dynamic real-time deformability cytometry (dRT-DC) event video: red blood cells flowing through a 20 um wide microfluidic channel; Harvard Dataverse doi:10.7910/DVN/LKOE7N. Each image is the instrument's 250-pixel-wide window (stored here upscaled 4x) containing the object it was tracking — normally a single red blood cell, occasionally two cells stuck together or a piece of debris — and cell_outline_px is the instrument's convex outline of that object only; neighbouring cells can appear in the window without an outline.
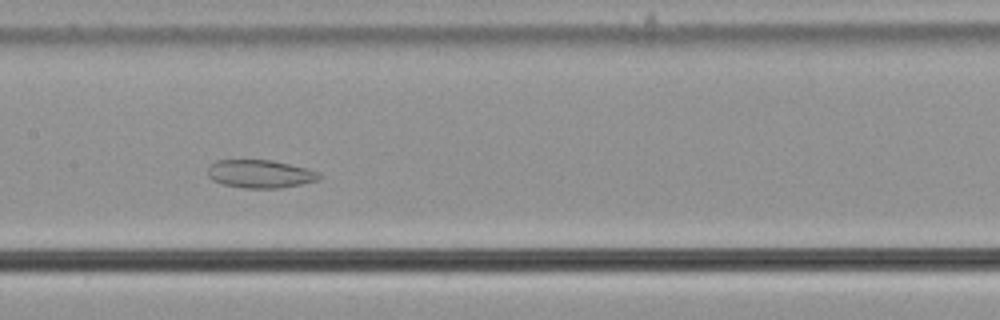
{"species": "common noctule bat (a hibernating species)", "species_latin": "Nyctalus noctula", "temperature_condition": "cold", "stored_images_in_passage": 57, "camera_frame_rate_fps": 3000, "um_per_image_px": 0.085, "animal": {"sex": "male", "body_mass_g": 21.5, "forearm_length_mm": 52.0}, "frame": {"image": 1, "passage_image": 28, "time_ms": 9.0, "image_size_px": [1000, 320], "cell_outline_px": [[320, 180], [280, 188], [244, 188], [220, 184], [212, 180], [208, 176], [208, 164], [216, 160], [272, 160], [308, 168], [320, 172]], "centroid_in_image_um": [22.09, 14.78], "position_along_channel_um": 185.3, "area_um2": 18.5}}
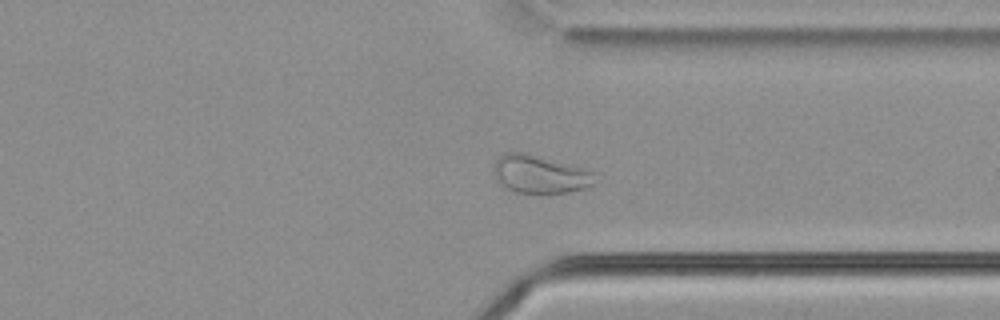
{"frame": {"image": 2, "passage_image": 43, "time_ms": 14.0, "image_size_px": [1000, 320], "cell_outline_px": [[600, 180], [596, 184], [588, 188], [568, 192], [544, 196], [540, 196], [516, 192], [504, 188], [496, 180], [492, 172], [492, 168], [496, 160], [504, 152], [524, 152], [540, 156], [584, 168], [596, 172]], "centroid_in_image_um": [45.94, 14.86], "position_along_channel_um": 365.5, "area_um2": 23.76}}
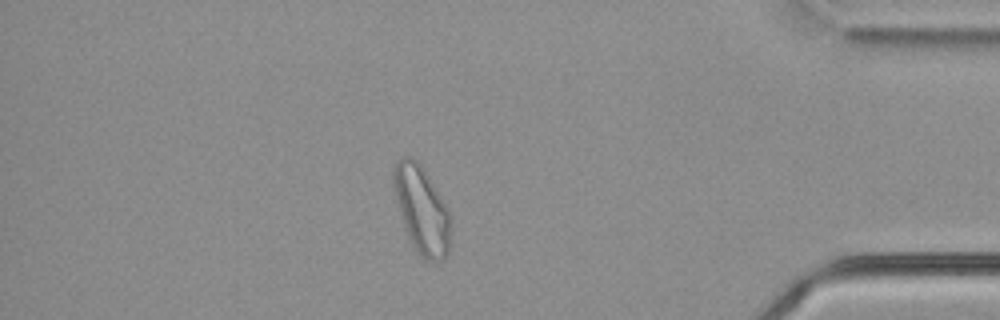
{"frame": {"image": 3, "passage_image": 49, "time_ms": 16.0, "image_size_px": [1000, 320], "cell_outline_px": [[452, 216], [448, 252], [444, 260], [428, 260], [420, 256], [416, 252], [404, 228], [396, 200], [392, 184], [392, 164], [400, 156], [408, 156], [416, 160], [420, 164], [448, 208]], "centroid_in_image_um": [35.82, 17.81], "position_along_channel_um": 399.4, "area_um2": 29.36}, "authors_computed_cell_mechanics": {"area_um2": 27.3394, "velocity_mm_per_s": 3.5834, "shape_relaxation_time_tau1_ms": null, "shape_relaxation_time_tau2_ms": 6.8352, "deformation_change_tau1": null, "deformation_change_tau2": 0.1134}}